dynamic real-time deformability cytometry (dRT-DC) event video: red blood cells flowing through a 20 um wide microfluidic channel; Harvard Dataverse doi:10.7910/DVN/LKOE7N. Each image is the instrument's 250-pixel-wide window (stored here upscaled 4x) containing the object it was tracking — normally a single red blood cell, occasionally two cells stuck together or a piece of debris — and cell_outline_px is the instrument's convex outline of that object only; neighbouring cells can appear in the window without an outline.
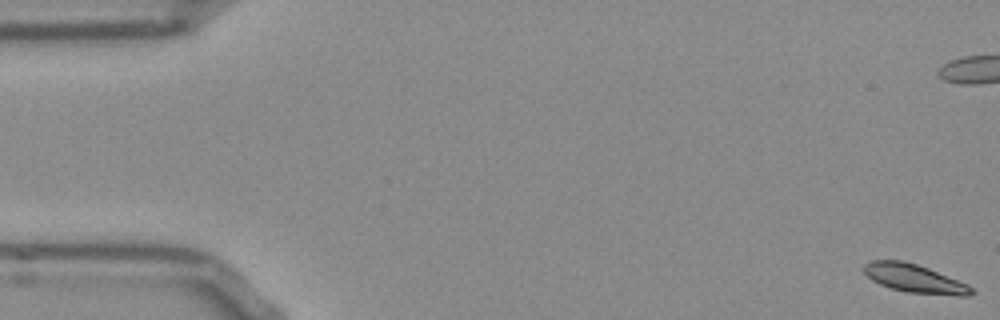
{"species": "Egyptian fruit bat (a non-hibernating species)", "species_latin": "Rousettus aegyptiacus", "temperature_condition": "room temperature", "stored_images_in_passage": 16, "camera_frame_rate_fps": 3000, "um_per_image_px": 0.085, "frame": {"image": 1, "passage_image": 1, "time_ms": 0.0, "image_size_px": [1000, 320], "cell_outline_px": [[976, 292], [968, 296], [960, 296], [908, 292], [892, 288], [880, 284], [872, 280], [864, 272], [864, 264], [872, 260], [900, 260], [916, 264], [928, 268], [968, 284]], "centroid_in_image_um": [77.76, 23.67], "position_along_channel_um": 7.2, "area_um2": 17.63}}